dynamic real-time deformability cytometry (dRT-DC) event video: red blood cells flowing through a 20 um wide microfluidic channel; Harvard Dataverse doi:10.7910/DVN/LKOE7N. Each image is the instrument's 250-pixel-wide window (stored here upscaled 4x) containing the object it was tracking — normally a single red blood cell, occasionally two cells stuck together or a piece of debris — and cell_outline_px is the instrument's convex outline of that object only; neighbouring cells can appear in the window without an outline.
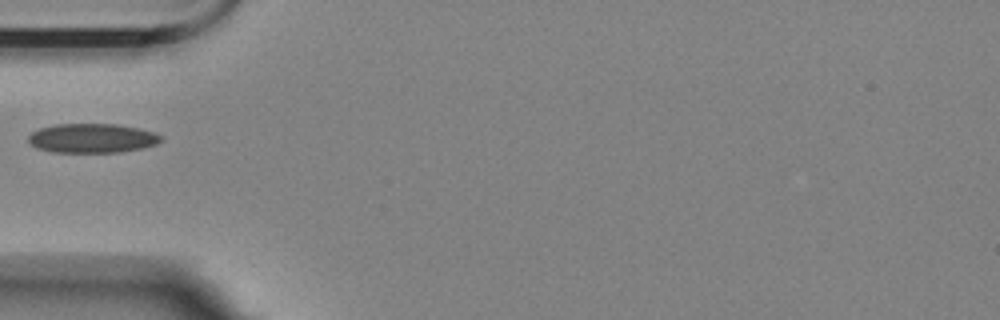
{"species": "Egyptian fruit bat (a non-hibernating species)", "species_latin": "Rousettus aegyptiacus", "temperature_condition": "room temperature", "stored_images_in_passage": 17, "camera_frame_rate_fps": 3000, "um_per_image_px": 0.085, "animal": {"sex": "female"}, "frame": {"image": 1, "passage_image": 7, "time_ms": 8.333, "image_size_px": [1000, 320], "cell_outline_px": [[160, 140], [156, 144], [144, 148], [120, 152], [52, 152], [36, 148], [28, 140], [28, 136], [32, 132], [40, 128], [56, 124], [116, 124], [156, 132], [160, 136]], "centroid_in_image_um": [7.82, 11.75], "position_along_channel_um": 77.2, "area_um2": 22.54}}
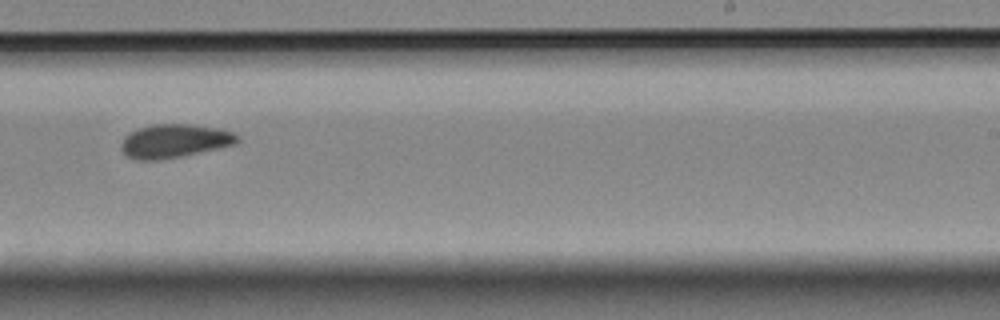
{"frame": {"image": 2, "passage_image": 12, "time_ms": 14.0, "image_size_px": [1000, 320], "cell_outline_px": [[240, 140], [236, 144], [180, 156], [156, 160], [136, 160], [128, 156], [120, 148], [120, 144], [124, 136], [140, 128], [152, 124], [192, 124], [220, 128], [232, 132], [240, 136]], "centroid_in_image_um": [14.84, 11.97], "position_along_channel_um": 274.2, "area_um2": 22.66}}
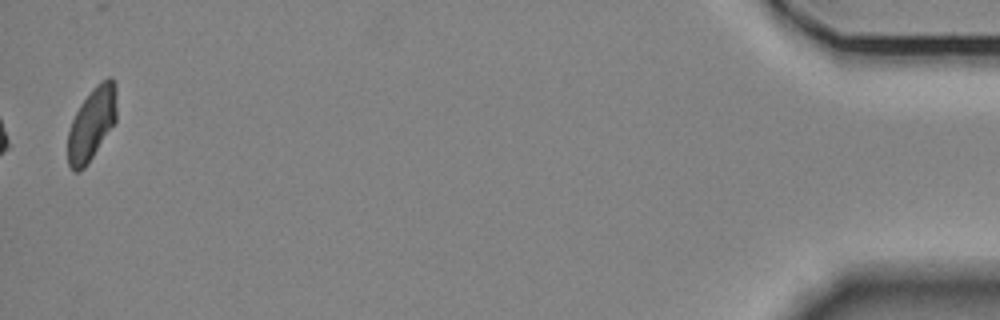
{"frame": {"image": 3, "passage_image": 17, "time_ms": 21.0, "image_size_px": [1000, 320], "cell_outline_px": [[116, 120], [88, 164], [80, 172], [76, 172], [68, 164], [68, 132], [72, 120], [80, 104], [92, 88], [100, 80], [108, 76], [112, 76], [116, 84]], "centroid_in_image_um": [7.81, 10.48], "position_along_channel_um": 427.4, "area_um2": 20.81}, "authors_computed_cell_mechanics": {"area_um2": 22.542, "velocity_mm_per_s": 3.4766, "shape_relaxation_time_tau1_ms": null, "shape_relaxation_time_tau2_ms": 4.7383, "deformation_change_tau1": null, "deformation_change_tau2": 0.0826}}